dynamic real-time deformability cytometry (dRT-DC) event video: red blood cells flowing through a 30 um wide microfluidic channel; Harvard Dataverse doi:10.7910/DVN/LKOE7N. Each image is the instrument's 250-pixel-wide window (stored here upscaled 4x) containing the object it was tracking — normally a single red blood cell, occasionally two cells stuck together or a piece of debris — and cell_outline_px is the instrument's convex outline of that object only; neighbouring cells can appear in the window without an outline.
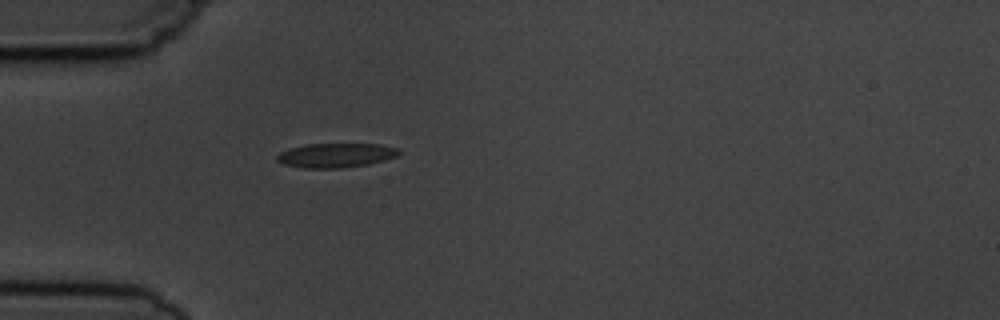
{"species": "common noctule bat (a hibernating species)", "species_latin": "Nyctalus noctula", "temperature_condition": "cold", "stored_images_in_passage": 1, "camera_frame_rate_fps": 3000, "um_per_image_px": 0.085, "animal": {"sex": "male", "body_mass_g": 19.5, "forearm_length_mm": 54.6}, "frame": {"image": 1, "passage_image": 1, "time_ms": 0.0, "image_size_px": [1000, 320], "cell_outline_px": [[400, 152], [396, 156], [384, 160], [368, 164], [344, 168], [304, 168], [284, 164], [276, 160], [276, 156], [280, 152], [288, 148], [308, 144], [380, 144], [400, 148]], "centroid_in_image_um": [28.55, 13.2], "position_along_channel_um": 56.5, "area_um2": 17.34}}